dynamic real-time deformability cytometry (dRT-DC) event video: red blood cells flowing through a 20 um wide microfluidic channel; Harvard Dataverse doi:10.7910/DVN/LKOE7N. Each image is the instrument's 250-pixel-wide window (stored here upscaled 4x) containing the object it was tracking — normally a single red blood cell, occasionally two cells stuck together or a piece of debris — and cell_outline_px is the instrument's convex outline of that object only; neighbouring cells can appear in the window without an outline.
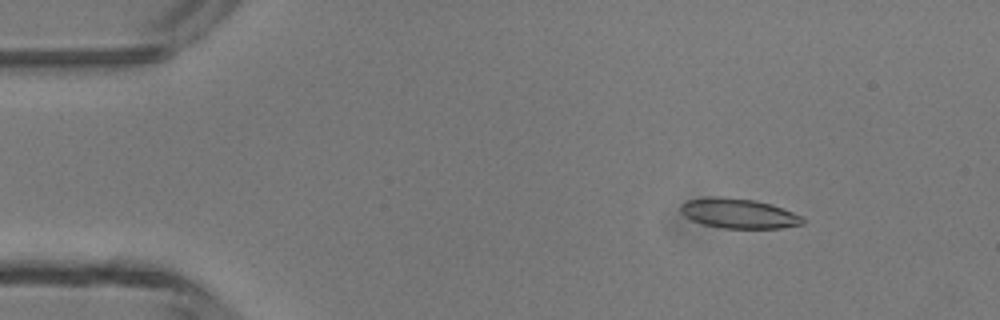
{"species": "common noctule bat (a hibernating species)", "species_latin": "Nyctalus noctula", "temperature_condition": "room temperature", "stored_images_in_passage": 45, "camera_frame_rate_fps": 3000, "um_per_image_px": 0.085, "animal": {"sex": "male", "body_mass_g": 13.3}, "frame": {"image": 1, "passage_image": 4, "time_ms": 1.0, "image_size_px": [1000, 320], "cell_outline_px": [[804, 224], [780, 228], [724, 228], [704, 224], [692, 220], [684, 216], [680, 212], [680, 204], [688, 200], [712, 196], [716, 196], [756, 200], [772, 204], [792, 212], [800, 216], [804, 220]], "centroid_in_image_um": [62.76, 18.13], "position_along_channel_um": 22.2, "area_um2": 21.15}}
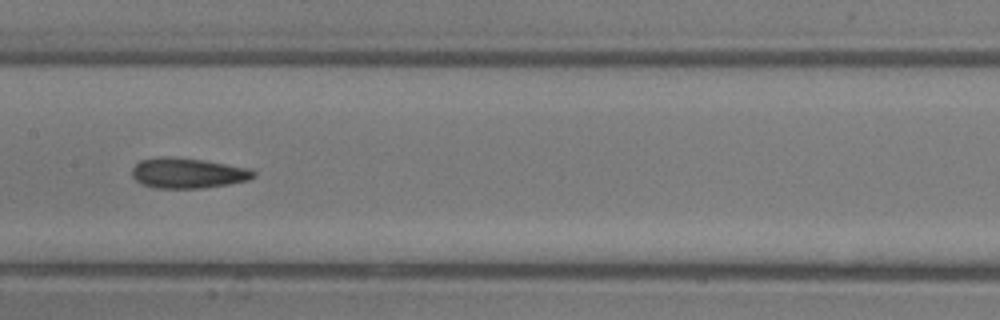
{"frame": {"image": 2, "passage_image": 21, "time_ms": 6.667, "image_size_px": [1000, 320], "cell_outline_px": [[256, 176], [248, 180], [228, 184], [204, 188], [156, 188], [144, 184], [136, 180], [132, 176], [132, 168], [140, 160], [156, 156], [176, 156], [204, 160], [252, 168], [256, 172]], "centroid_in_image_um": [15.99, 14.69], "position_along_channel_um": 191.4, "area_um2": 21.79}}
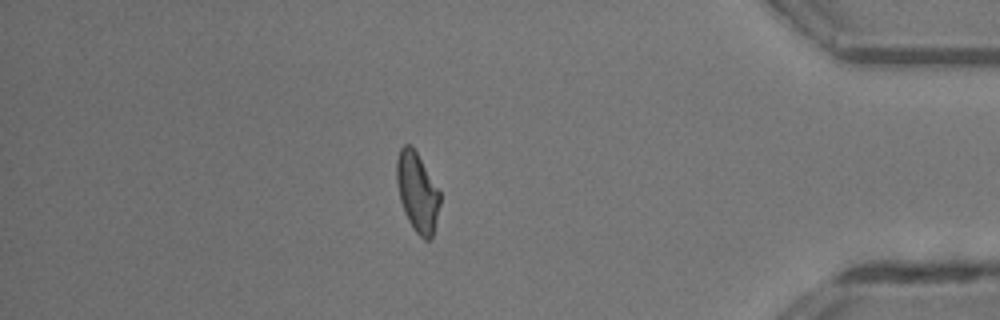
{"frame": {"image": 3, "passage_image": 38, "time_ms": 12.333, "image_size_px": [1000, 320], "cell_outline_px": [[440, 204], [432, 236], [428, 240], [424, 240], [416, 232], [408, 220], [404, 212], [400, 200], [396, 180], [396, 160], [400, 148], [404, 144], [408, 144], [416, 152], [440, 192]], "centroid_in_image_um": [35.45, 16.34], "position_along_channel_um": 399.8, "area_um2": 19.71}}